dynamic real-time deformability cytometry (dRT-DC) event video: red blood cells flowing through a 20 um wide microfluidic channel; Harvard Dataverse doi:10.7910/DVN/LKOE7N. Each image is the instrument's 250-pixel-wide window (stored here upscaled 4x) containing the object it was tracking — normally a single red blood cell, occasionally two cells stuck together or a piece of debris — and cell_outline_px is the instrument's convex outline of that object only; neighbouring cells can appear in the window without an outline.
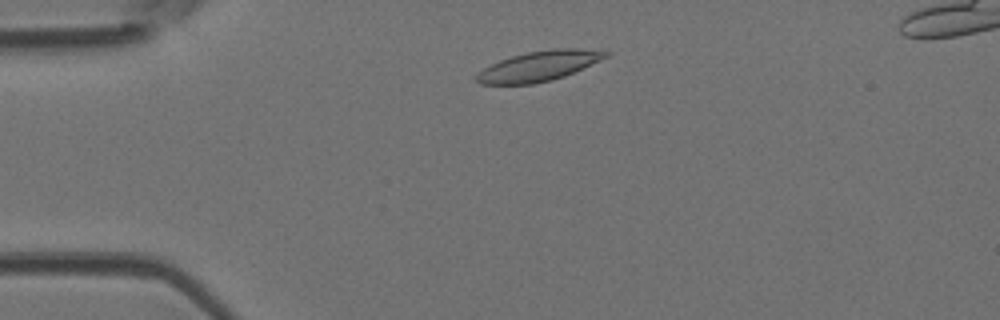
{"species": "Egyptian fruit bat (a non-hibernating species)", "species_latin": "Rousettus aegyptiacus", "temperature_condition": "room temperature", "stored_images_in_passage": 7, "camera_frame_rate_fps": 3000, "um_per_image_px": 0.085, "animal": {"sex": "female"}, "frame": {"image": 1, "passage_image": 2, "time_ms": 0.333, "image_size_px": [1000, 320], "cell_outline_px": [[612, 52], [608, 56], [564, 76], [552, 80], [532, 84], [480, 84], [476, 80], [476, 76], [484, 68], [500, 60], [512, 56], [528, 52], [556, 48], [576, 48]], "centroid_in_image_um": [45.8, 5.61], "position_along_channel_um": 39.2, "area_um2": 22.2}}
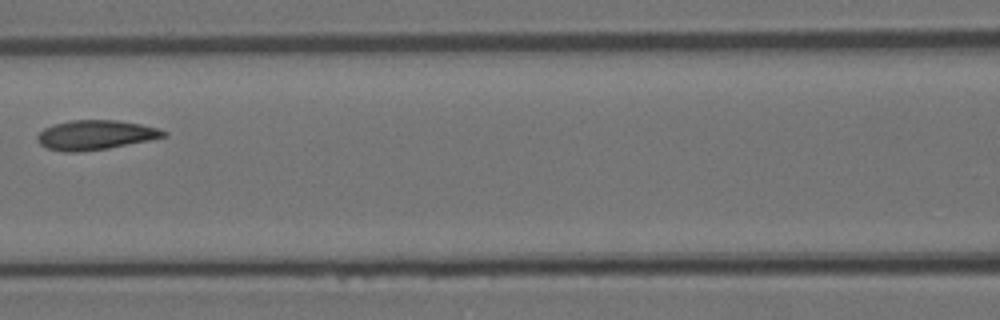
{"frame": {"image": 2, "passage_image": 5, "time_ms": 1.333, "image_size_px": [1000, 320], "cell_outline_px": [[168, 136], [108, 148], [80, 152], [64, 152], [48, 148], [40, 144], [36, 140], [36, 136], [44, 128], [52, 124], [72, 120], [120, 120], [140, 124], [156, 128], [168, 132]], "centroid_in_image_um": [8.08, 11.47], "position_along_channel_um": 158.5, "area_um2": 21.73}}
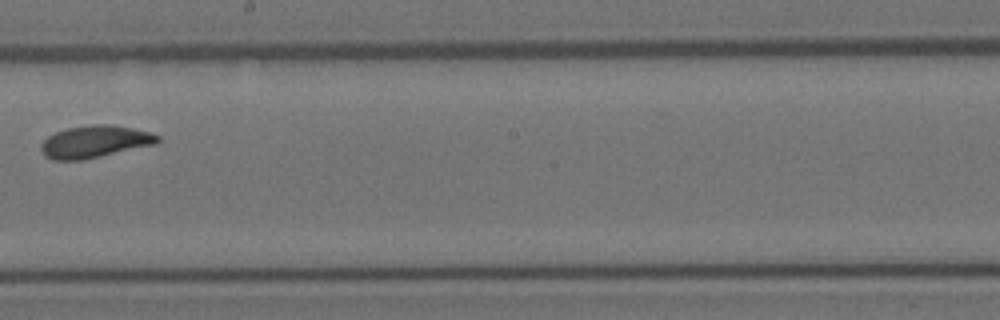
{"frame": {"image": 3, "passage_image": 7, "time_ms": 2.0, "image_size_px": [1000, 320], "cell_outline_px": [[160, 140], [156, 144], [100, 156], [80, 160], [52, 160], [44, 156], [40, 148], [40, 144], [48, 136], [56, 132], [68, 128], [92, 124], [112, 124], [132, 128], [148, 132], [160, 136]], "centroid_in_image_um": [8.04, 12.04], "position_along_channel_um": 240.2, "area_um2": 21.79}}